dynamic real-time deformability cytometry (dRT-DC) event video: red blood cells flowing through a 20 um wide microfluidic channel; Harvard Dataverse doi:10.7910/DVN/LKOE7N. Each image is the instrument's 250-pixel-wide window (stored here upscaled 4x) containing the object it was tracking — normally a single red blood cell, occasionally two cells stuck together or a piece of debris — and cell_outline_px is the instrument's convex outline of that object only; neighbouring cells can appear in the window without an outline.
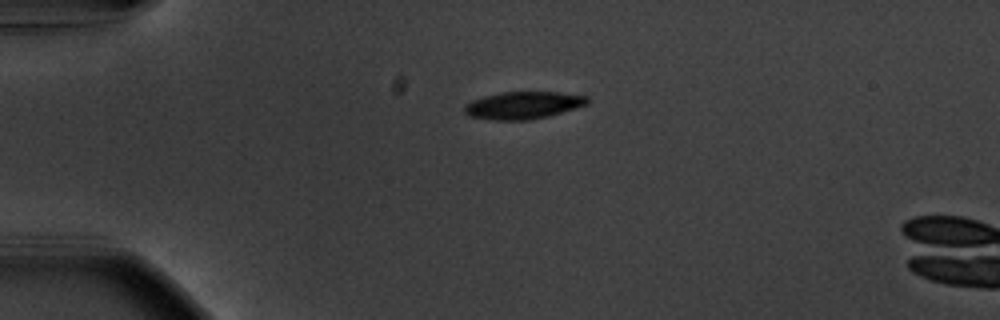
{"species": "common noctule bat (a hibernating species)", "species_latin": "Nyctalus noctula", "temperature_condition": "warm", "stored_images_in_passage": 5, "camera_frame_rate_fps": 3000, "um_per_image_px": 0.085, "animal": {"sex": "male", "body_mass_g": 20.1, "forearm_length_mm": 53.5}, "frame": {"image": 1, "passage_image": 1, "time_ms": 0.0, "image_size_px": [1000, 320], "cell_outline_px": [[588, 104], [576, 108], [548, 116], [528, 120], [492, 120], [468, 116], [464, 112], [464, 104], [472, 100], [484, 96], [500, 92], [556, 92], [588, 96]], "centroid_in_image_um": [44.44, 8.95], "position_along_channel_um": 40.6, "area_um2": 19.65}}